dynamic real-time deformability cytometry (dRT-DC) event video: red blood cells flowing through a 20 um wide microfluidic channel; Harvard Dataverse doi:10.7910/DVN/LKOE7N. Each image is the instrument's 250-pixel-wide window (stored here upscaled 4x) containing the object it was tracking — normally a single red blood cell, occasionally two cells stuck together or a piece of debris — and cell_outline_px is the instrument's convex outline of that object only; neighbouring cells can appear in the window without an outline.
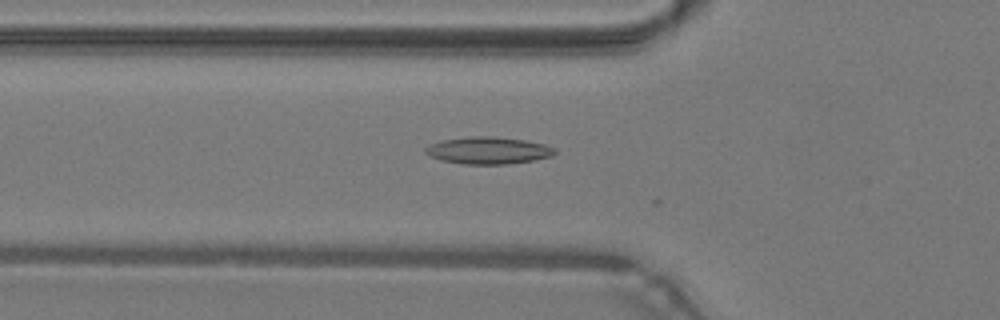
{"species": "common noctule bat (a hibernating species)", "species_latin": "Nyctalus noctula", "temperature_condition": "warm", "stored_images_in_passage": 48, "camera_frame_rate_fps": 3000, "um_per_image_px": 0.085, "animal": {"sex": "male", "body_mass_g": 19.2, "forearm_length_mm": 51.8}, "frame": {"image": 1, "passage_image": 17, "time_ms": 5.333, "image_size_px": [1000, 320], "cell_outline_px": [[556, 152], [552, 156], [536, 160], [504, 164], [464, 164], [444, 160], [428, 156], [424, 152], [424, 148], [428, 144], [444, 140], [468, 136], [496, 136], [524, 140], [544, 144], [556, 148]], "centroid_in_image_um": [41.5, 12.78], "position_along_channel_um": 84.3, "area_um2": 20.52}}
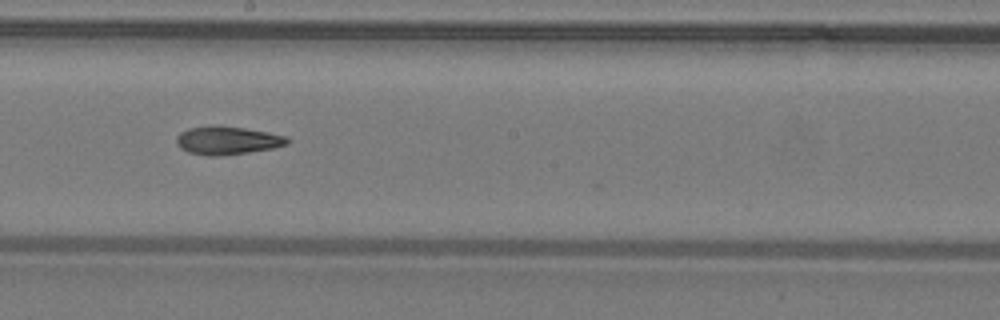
{"frame": {"image": 2, "passage_image": 27, "time_ms": 8.667, "image_size_px": [1000, 320], "cell_outline_px": [[288, 144], [272, 148], [248, 152], [216, 156], [208, 156], [188, 152], [180, 148], [176, 140], [176, 136], [180, 132], [188, 128], [212, 124], [244, 128], [268, 132], [288, 136]], "centroid_in_image_um": [19.29, 11.92], "position_along_channel_um": 228.9, "area_um2": 18.32}}
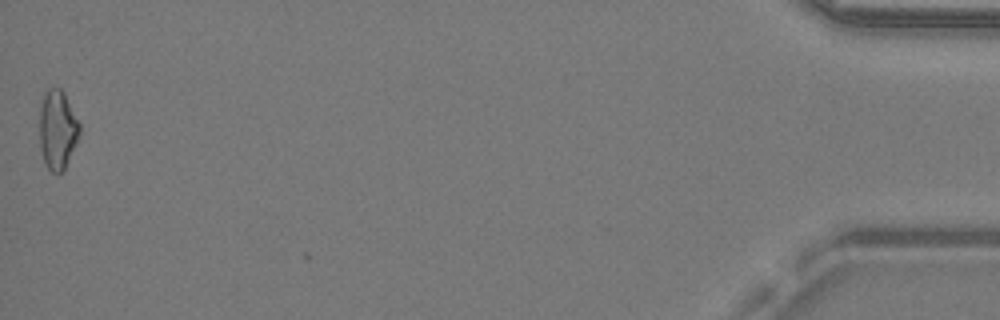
{"frame": {"image": 3, "passage_image": 48, "time_ms": 15.667, "image_size_px": [1000, 320], "cell_outline_px": [[80, 136], [64, 172], [52, 172], [48, 168], [44, 160], [40, 148], [40, 108], [44, 96], [48, 88], [60, 88], [64, 92], [80, 124]], "centroid_in_image_um": [4.91, 11.05], "position_along_channel_um": 430.3, "area_um2": 18.5}, "authors_computed_cell_mechanics": {"area_um2": 18.2937, "velocity_mm_per_s": 4.3068, "shape_relaxation_time_tau1_ms": null, "shape_relaxation_time_tau2_ms": 5.5725, "deformation_change_tau1": null, "deformation_change_tau2": 0.1596}}